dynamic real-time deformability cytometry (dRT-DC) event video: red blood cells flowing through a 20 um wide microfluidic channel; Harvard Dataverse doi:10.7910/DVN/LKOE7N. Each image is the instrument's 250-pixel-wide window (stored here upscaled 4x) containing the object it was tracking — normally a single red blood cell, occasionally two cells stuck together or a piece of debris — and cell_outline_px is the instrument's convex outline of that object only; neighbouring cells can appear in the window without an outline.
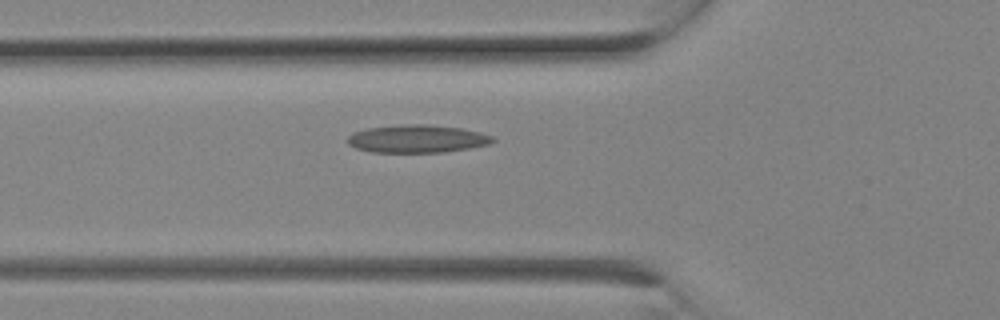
{"species": "Egyptian fruit bat (a non-hibernating species)", "species_latin": "Rousettus aegyptiacus", "temperature_condition": "room temperature", "stored_images_in_passage": 3, "camera_frame_rate_fps": 3000, "um_per_image_px": 0.085, "animal": {"sex": "female"}, "frame": {"image": 1, "passage_image": 3, "time_ms": 0.667, "image_size_px": [1000, 320], "cell_outline_px": [[496, 140], [488, 144], [468, 148], [444, 152], [372, 152], [356, 148], [348, 144], [348, 136], [352, 132], [368, 128], [400, 124], [428, 124], [460, 128], [480, 132], [492, 136]], "centroid_in_image_um": [35.43, 11.79], "position_along_channel_um": 90.4, "area_um2": 23.52}}